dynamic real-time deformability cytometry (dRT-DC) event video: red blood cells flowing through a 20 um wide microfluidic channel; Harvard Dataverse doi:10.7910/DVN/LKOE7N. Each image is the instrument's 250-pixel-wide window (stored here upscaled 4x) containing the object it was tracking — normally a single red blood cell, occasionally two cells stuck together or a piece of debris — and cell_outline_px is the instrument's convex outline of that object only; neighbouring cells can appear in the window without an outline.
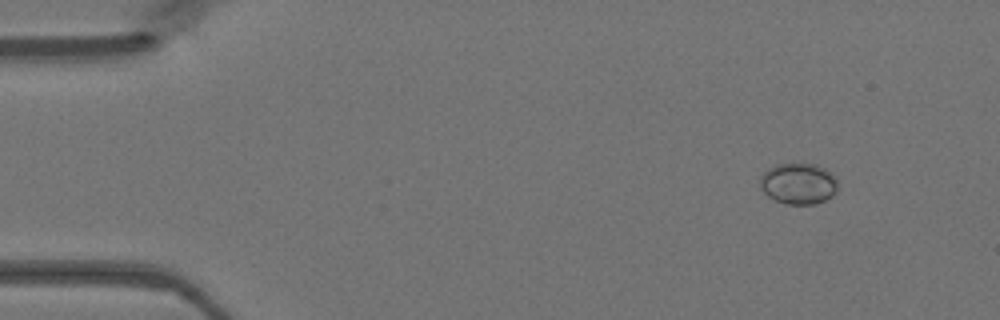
{"species": "Egyptian fruit bat (a non-hibernating species)", "species_latin": "Rousettus aegyptiacus", "temperature_condition": "warm", "stored_images_in_passage": 48, "camera_frame_rate_fps": 3000, "um_per_image_px": 0.085, "animal": {"sex": "female"}, "frame": {"image": 1, "passage_image": 5, "time_ms": 1.333, "image_size_px": [1000, 320], "cell_outline_px": [[836, 192], [832, 196], [816, 204], [784, 204], [768, 196], [760, 188], [760, 176], [768, 168], [776, 164], [816, 164], [824, 168], [836, 176]], "centroid_in_image_um": [67.85, 15.61], "position_along_channel_um": 17.1, "area_um2": 18.67}}
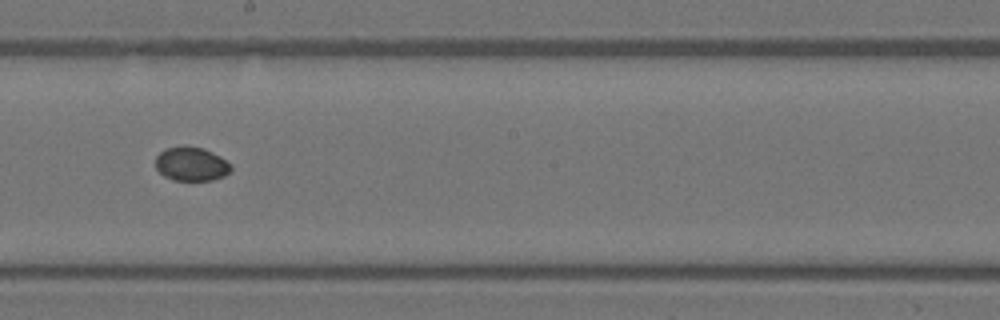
{"frame": {"image": 2, "passage_image": 27, "time_ms": 8.667, "image_size_px": [1000, 320], "cell_outline_px": [[232, 168], [224, 176], [212, 180], [172, 180], [164, 176], [156, 168], [156, 156], [160, 152], [168, 148], [204, 148], [220, 156], [232, 164]], "centroid_in_image_um": [16.29, 13.97], "position_along_channel_um": 231.9, "area_um2": 14.57}}
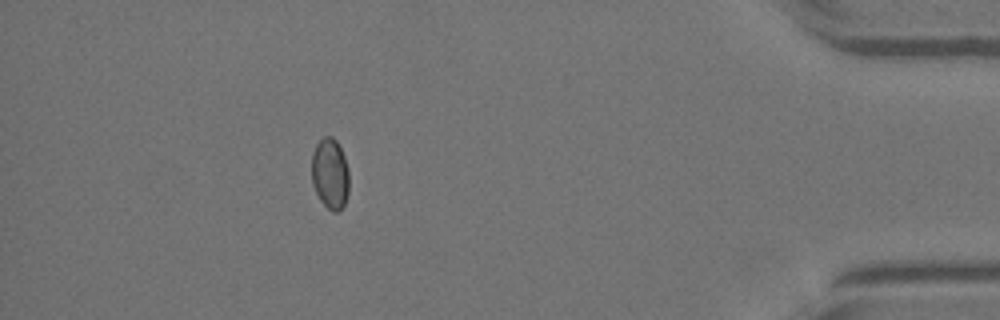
{"frame": {"image": 3, "passage_image": 43, "time_ms": 14.0, "image_size_px": [1000, 320], "cell_outline_px": [[348, 192], [344, 204], [336, 212], [332, 212], [320, 200], [312, 184], [312, 152], [316, 144], [324, 136], [332, 136], [336, 140], [344, 156], [348, 168]], "centroid_in_image_um": [28.04, 14.74], "position_along_channel_um": 407.2, "area_um2": 15.37}}